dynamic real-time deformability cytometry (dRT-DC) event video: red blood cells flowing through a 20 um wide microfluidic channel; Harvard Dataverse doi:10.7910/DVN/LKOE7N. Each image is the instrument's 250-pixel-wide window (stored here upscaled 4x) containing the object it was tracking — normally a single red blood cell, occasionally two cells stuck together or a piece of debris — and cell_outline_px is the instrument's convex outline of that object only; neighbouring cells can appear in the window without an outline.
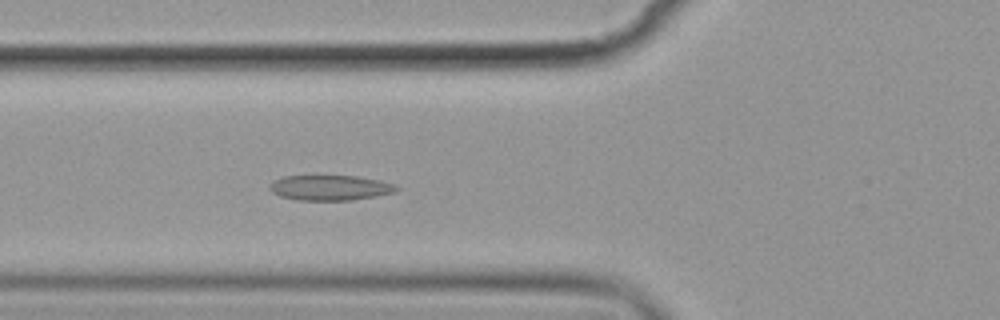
{"species": "common noctule bat (a hibernating species)", "species_latin": "Nyctalus noctula", "temperature_condition": "cold", "stored_images_in_passage": 6, "camera_frame_rate_fps": 3000, "um_per_image_px": 0.085, "animal": {"sex": "female", "body_mass_g": 19.9}, "frame": {"image": 1, "passage_image": 6, "time_ms": 6.0, "image_size_px": [1000, 320], "cell_outline_px": [[400, 188], [396, 192], [352, 200], [296, 200], [280, 196], [272, 192], [268, 188], [268, 184], [272, 180], [284, 176], [356, 176], [380, 180], [392, 184]], "centroid_in_image_um": [28.01, 15.95], "position_along_channel_um": 97.8, "area_um2": 18.67}}